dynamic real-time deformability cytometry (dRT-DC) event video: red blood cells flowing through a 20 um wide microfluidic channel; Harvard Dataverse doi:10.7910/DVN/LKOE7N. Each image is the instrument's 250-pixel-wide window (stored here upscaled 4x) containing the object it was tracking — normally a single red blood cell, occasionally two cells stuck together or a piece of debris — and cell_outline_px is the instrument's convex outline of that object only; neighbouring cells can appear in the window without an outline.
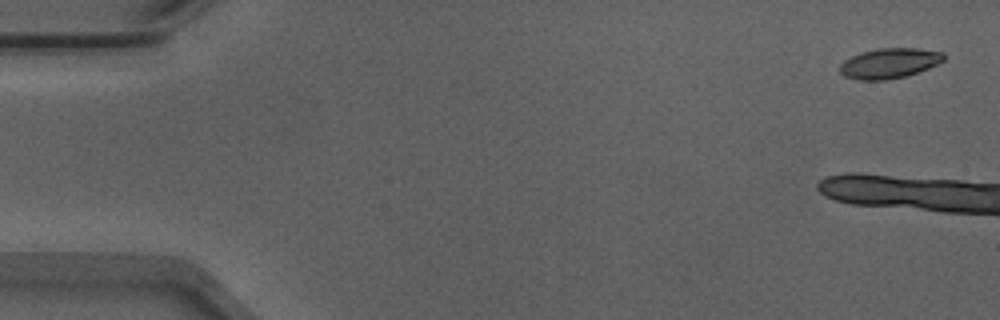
{"species": "Egyptian fruit bat (a non-hibernating species)", "species_latin": "Rousettus aegyptiacus", "temperature_condition": "warm", "stored_images_in_passage": 4, "camera_frame_rate_fps": 3000, "um_per_image_px": 0.085, "animal": {"sex": "male"}, "frame": {"image": 1, "passage_image": 2, "time_ms": 0.333, "image_size_px": [1000, 320], "cell_outline_px": [[944, 60], [928, 68], [904, 76], [884, 80], [856, 80], [844, 76], [840, 72], [840, 64], [844, 60], [860, 52], [880, 48], [916, 48], [944, 52]], "centroid_in_image_um": [75.56, 5.37], "position_along_channel_um": 9.4, "area_um2": 18.15}}